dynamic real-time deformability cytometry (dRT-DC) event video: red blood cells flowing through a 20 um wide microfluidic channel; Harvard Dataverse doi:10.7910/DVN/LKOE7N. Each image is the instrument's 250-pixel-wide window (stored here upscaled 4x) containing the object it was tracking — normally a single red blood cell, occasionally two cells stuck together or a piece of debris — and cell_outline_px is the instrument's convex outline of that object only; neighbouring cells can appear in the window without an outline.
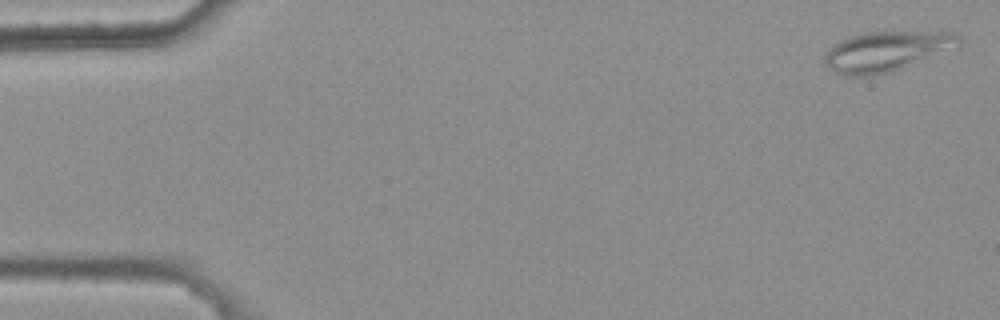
{"species": "common noctule bat (a hibernating species)", "species_latin": "Nyctalus noctula", "temperature_condition": "warm", "stored_images_in_passage": 5, "camera_frame_rate_fps": 3000, "um_per_image_px": 0.085, "animal": {"sex": "female", "body_mass_g": 25.1}, "frame": {"image": 1, "passage_image": 1, "time_ms": 0.0, "image_size_px": [1000, 320], "cell_outline_px": [[960, 48], [892, 72], [872, 76], [848, 76], [832, 72], [824, 64], [824, 52], [832, 44], [848, 36], [860, 32], [956, 32], [960, 36]], "centroid_in_image_um": [75.35, 4.37], "position_along_channel_um": 9.6, "area_um2": 32.31}}